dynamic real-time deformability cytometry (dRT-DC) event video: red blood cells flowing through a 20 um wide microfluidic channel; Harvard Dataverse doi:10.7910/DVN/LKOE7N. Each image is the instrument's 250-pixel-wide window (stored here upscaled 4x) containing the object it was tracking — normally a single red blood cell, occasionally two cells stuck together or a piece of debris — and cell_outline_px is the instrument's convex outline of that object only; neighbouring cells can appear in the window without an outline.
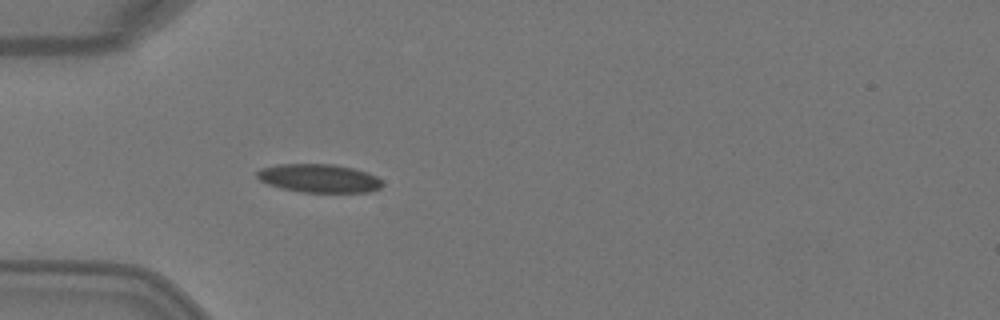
{"species": "Egyptian fruit bat (a non-hibernating species)", "species_latin": "Rousettus aegyptiacus", "temperature_condition": "warm", "stored_images_in_passage": 3, "camera_frame_rate_fps": 3000, "um_per_image_px": 0.085, "animal": {"sex": "female"}, "frame": {"image": 1, "passage_image": 3, "time_ms": 0.667, "image_size_px": [1000, 320], "cell_outline_px": [[384, 184], [380, 188], [368, 192], [300, 192], [280, 188], [268, 184], [260, 180], [256, 176], [256, 172], [260, 168], [276, 164], [336, 164], [368, 172], [376, 176]], "centroid_in_image_um": [27.09, 15.15], "position_along_channel_um": 57.9, "area_um2": 20.92}}